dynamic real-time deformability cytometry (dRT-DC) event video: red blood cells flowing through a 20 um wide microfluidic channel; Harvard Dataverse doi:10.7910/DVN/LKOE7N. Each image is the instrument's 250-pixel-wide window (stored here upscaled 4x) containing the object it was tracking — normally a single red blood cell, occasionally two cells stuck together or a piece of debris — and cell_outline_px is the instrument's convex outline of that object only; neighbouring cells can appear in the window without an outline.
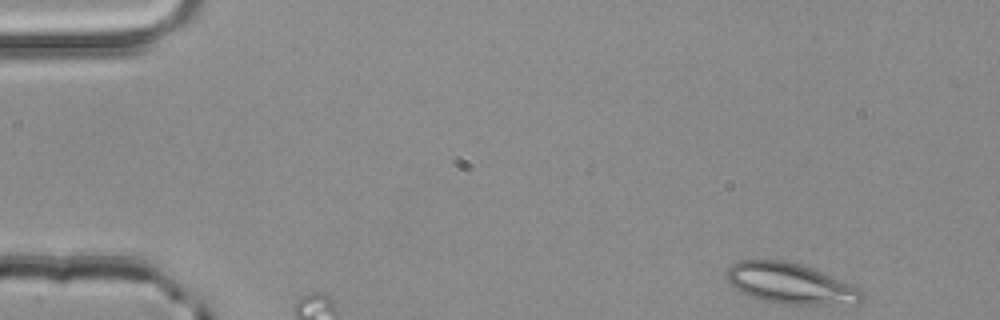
{"species": "common noctule bat (a hibernating species)", "species_latin": "Nyctalus noctula", "temperature_condition": "room temperature", "stored_images_in_passage": 3, "camera_frame_rate_fps": 3000, "um_per_image_px": 0.085, "animal": {"sex": "male", "body_mass_g": 20.4}, "frame": {"image": 1, "passage_image": 1, "time_ms": 0.0, "image_size_px": [1000, 320], "cell_outline_px": [[860, 304], [780, 304], [748, 296], [736, 288], [728, 280], [724, 272], [732, 264], [740, 260], [784, 260], [800, 264], [812, 268], [848, 284], [856, 288], [860, 292]], "centroid_in_image_um": [67.1, 24.09], "position_along_channel_um": 17.9, "area_um2": 31.44}}